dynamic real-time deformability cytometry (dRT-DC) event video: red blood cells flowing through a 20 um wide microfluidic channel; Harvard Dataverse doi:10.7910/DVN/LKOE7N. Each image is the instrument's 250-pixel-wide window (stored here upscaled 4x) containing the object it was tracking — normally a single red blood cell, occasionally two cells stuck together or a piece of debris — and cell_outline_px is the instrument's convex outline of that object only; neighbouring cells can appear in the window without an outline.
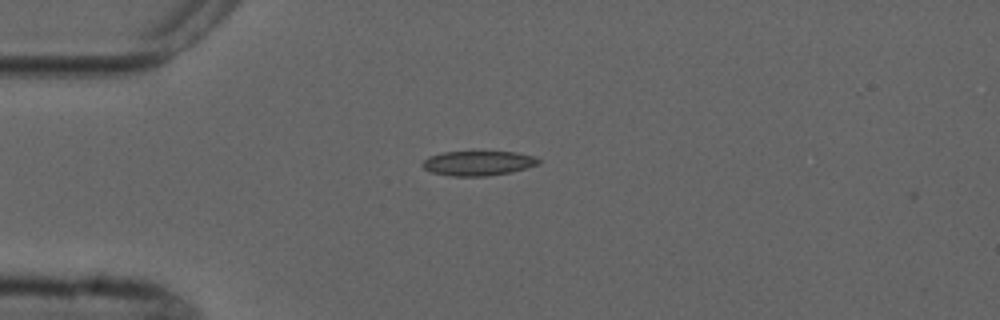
{"species": "common noctule bat (a hibernating species)", "species_latin": "Nyctalus noctula", "temperature_condition": "cold", "stored_images_in_passage": 6, "camera_frame_rate_fps": 3000, "um_per_image_px": 0.085, "animal": {"sex": "male", "forearm_length_mm": 52.5}, "frame": {"image": 1, "passage_image": 1, "time_ms": 0.0, "image_size_px": [1000, 320], "cell_outline_px": [[540, 164], [512, 172], [488, 176], [452, 176], [432, 172], [424, 168], [420, 164], [428, 156], [444, 152], [516, 152], [536, 156], [540, 160]], "centroid_in_image_um": [40.66, 13.87], "position_along_channel_um": 44.3, "area_um2": 16.76}}
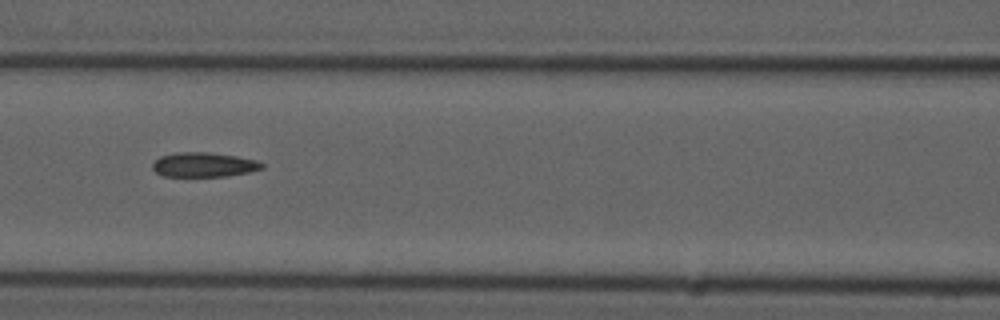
{"frame": {"image": 2, "passage_image": 4, "time_ms": 3.333, "image_size_px": [1000, 320], "cell_outline_px": [[264, 168], [248, 172], [228, 176], [164, 176], [156, 172], [152, 168], [152, 164], [160, 156], [176, 152], [208, 152], [236, 156], [256, 160], [264, 164]], "centroid_in_image_um": [17.32, 13.99], "position_along_channel_um": 149.3, "area_um2": 15.61}}
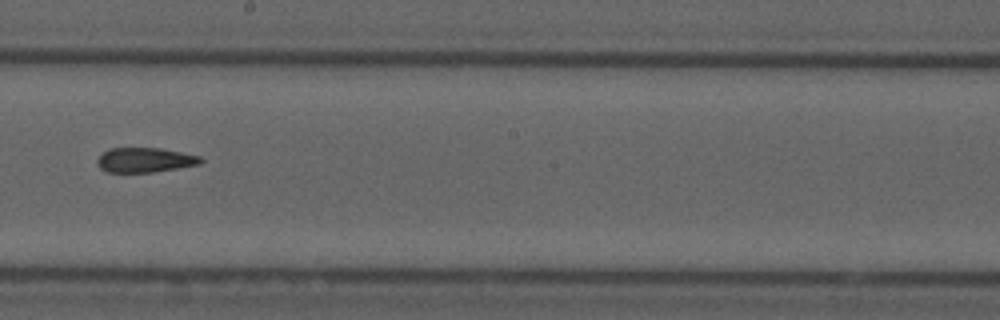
{"frame": {"image": 3, "passage_image": 6, "time_ms": 5.667, "image_size_px": [1000, 320], "cell_outline_px": [[204, 160], [200, 164], [152, 172], [108, 172], [100, 168], [96, 164], [96, 160], [104, 152], [112, 148], [160, 148], [200, 156]], "centroid_in_image_um": [12.31, 13.6], "position_along_channel_um": 235.9, "area_um2": 14.74}}